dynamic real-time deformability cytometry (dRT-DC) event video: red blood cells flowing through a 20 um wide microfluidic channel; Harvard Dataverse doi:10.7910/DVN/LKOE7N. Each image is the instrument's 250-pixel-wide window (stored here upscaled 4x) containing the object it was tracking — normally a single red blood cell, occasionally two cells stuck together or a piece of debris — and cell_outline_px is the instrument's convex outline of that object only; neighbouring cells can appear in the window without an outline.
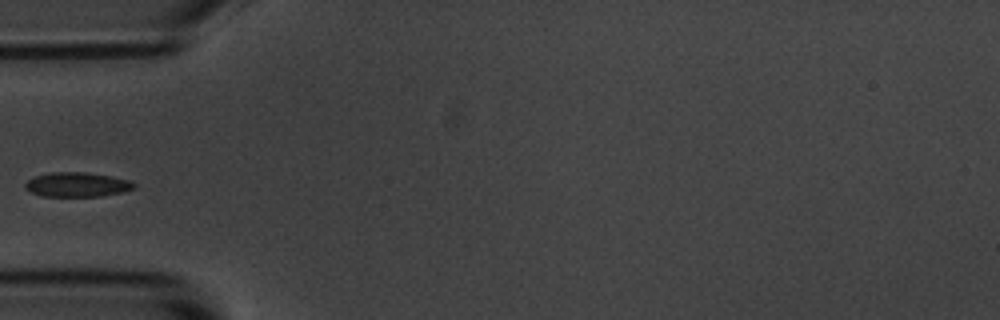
{"species": "common noctule bat (a hibernating species)", "species_latin": "Nyctalus noctula", "temperature_condition": "room temperature", "stored_images_in_passage": 6, "camera_frame_rate_fps": 3000, "um_per_image_px": 0.085, "animal": {"sex": "male", "body_mass_g": 20.1, "forearm_length_mm": 53.5}, "frame": {"image": 1, "passage_image": 5, "time_ms": 4.667, "image_size_px": [1000, 320], "cell_outline_px": [[136, 188], [120, 192], [100, 196], [44, 196], [32, 192], [24, 188], [24, 184], [28, 180], [36, 176], [52, 172], [84, 172], [108, 176], [128, 180], [136, 184]], "centroid_in_image_um": [6.54, 15.69], "position_along_channel_um": 78.5, "area_um2": 15.26}}